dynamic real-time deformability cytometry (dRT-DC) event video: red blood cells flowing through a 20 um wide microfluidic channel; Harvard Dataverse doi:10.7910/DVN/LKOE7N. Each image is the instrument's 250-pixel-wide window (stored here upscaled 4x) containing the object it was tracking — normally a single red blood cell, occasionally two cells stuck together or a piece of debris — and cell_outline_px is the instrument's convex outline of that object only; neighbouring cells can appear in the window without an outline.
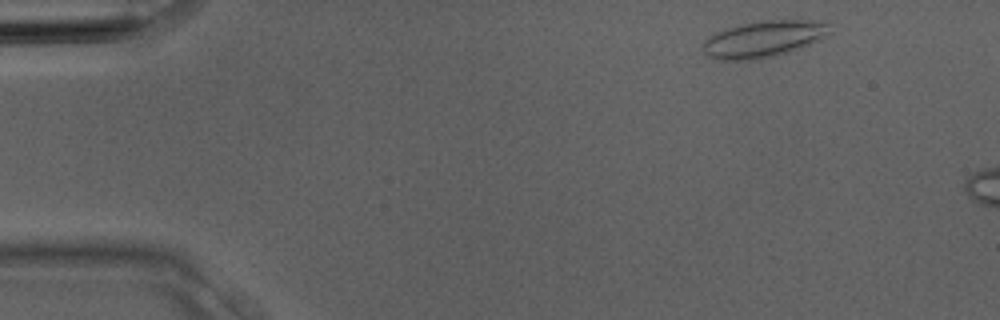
{"species": "Egyptian fruit bat (a non-hibernating species)", "species_latin": "Rousettus aegyptiacus", "temperature_condition": "room temperature", "stored_images_in_passage": 2, "camera_frame_rate_fps": 3000, "um_per_image_px": 0.085, "animal": {"sex": "male"}, "frame": {"image": 1, "passage_image": 1, "time_ms": 0.0, "image_size_px": [1000, 320], "cell_outline_px": [[832, 32], [828, 36], [800, 48], [788, 52], [756, 60], [716, 60], [708, 56], [704, 52], [704, 40], [708, 36], [716, 32], [728, 28], [744, 24], [768, 20], [812, 20], [828, 24]], "centroid_in_image_um": [64.92, 3.33], "position_along_channel_um": 20.1, "area_um2": 26.82}}